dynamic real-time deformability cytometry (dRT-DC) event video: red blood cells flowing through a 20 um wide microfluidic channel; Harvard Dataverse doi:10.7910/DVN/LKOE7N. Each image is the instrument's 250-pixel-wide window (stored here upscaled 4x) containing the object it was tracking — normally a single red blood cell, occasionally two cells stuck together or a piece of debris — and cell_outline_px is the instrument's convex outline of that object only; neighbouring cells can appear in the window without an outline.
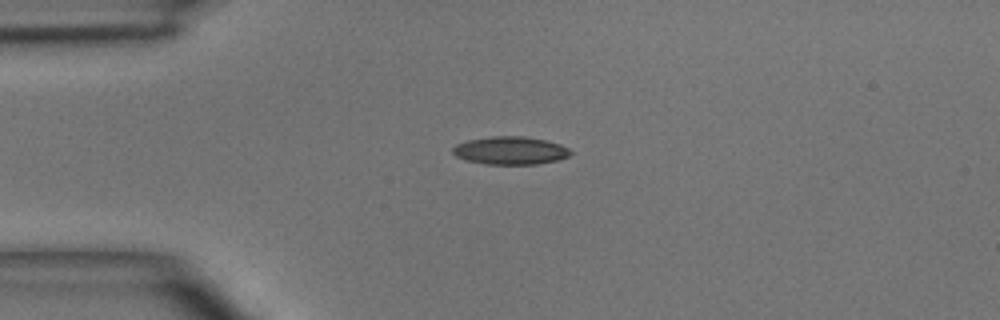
{"species": "common noctule bat (a hibernating species)", "species_latin": "Nyctalus noctula", "temperature_condition": "room temperature", "stored_images_in_passage": 4, "camera_frame_rate_fps": 3000, "um_per_image_px": 0.085, "animal": {"sex": "male", "body_mass_g": 15.6}, "frame": {"image": 1, "passage_image": 2, "time_ms": 1.0, "image_size_px": [1000, 320], "cell_outline_px": [[572, 152], [568, 156], [556, 160], [536, 164], [484, 164], [468, 160], [456, 156], [452, 152], [452, 148], [456, 144], [468, 140], [492, 136], [524, 136], [544, 140], [560, 144], [568, 148]], "centroid_in_image_um": [43.36, 12.79], "position_along_channel_um": 41.6, "area_um2": 19.02}}
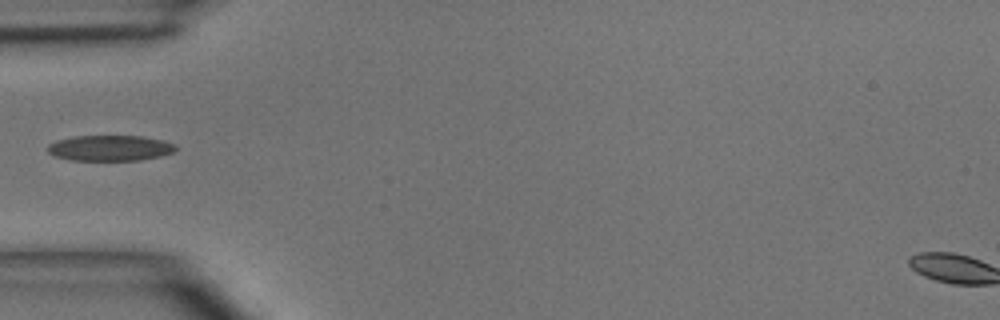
{"frame": {"image": 2, "passage_image": 3, "time_ms": 2.333, "image_size_px": [1000, 320], "cell_outline_px": [[176, 148], [172, 152], [160, 156], [140, 160], [72, 160], [56, 156], [48, 152], [48, 144], [56, 140], [76, 136], [144, 136], [160, 140], [172, 144]], "centroid_in_image_um": [9.31, 12.58], "position_along_channel_um": 75.7, "area_um2": 18.84}}